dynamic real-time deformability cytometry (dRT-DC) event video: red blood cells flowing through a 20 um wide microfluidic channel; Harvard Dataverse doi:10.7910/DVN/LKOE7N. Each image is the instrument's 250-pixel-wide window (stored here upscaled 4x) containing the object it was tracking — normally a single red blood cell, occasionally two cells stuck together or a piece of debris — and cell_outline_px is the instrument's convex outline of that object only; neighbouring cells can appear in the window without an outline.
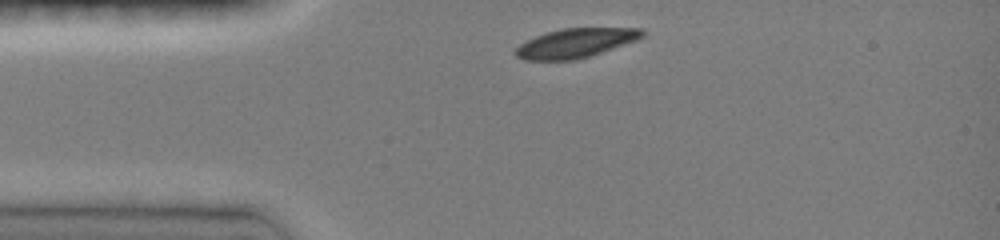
{"species": "common noctule bat (a hibernating species)", "species_latin": "Nyctalus noctula", "temperature_condition": "room temperature", "stored_images_in_passage": 19, "camera_frame_rate_fps": 3000, "um_per_image_px": 0.085, "animal": {"sex": "female", "body_mass_g": 19.0, "forearm_length_mm": 51.5}, "frame": {"image": 1, "passage_image": 1, "time_ms": 0.0, "image_size_px": [1000, 240], "cell_outline_px": [[644, 36], [636, 40], [576, 60], [524, 60], [516, 56], [512, 52], [520, 44], [536, 36], [548, 32], [564, 28], [644, 28]], "centroid_in_image_um": [48.9, 3.66], "position_along_channel_um": 36.1, "area_um2": 21.33}}
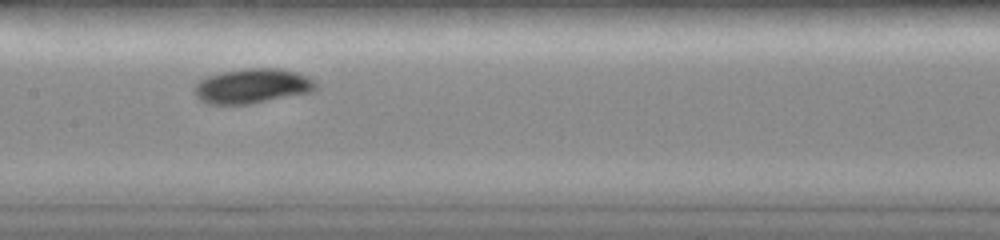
{"frame": {"image": 2, "passage_image": 9, "time_ms": 4.333, "image_size_px": [1000, 240], "cell_outline_px": [[320, 88], [312, 92], [248, 104], [208, 104], [200, 100], [196, 96], [196, 84], [200, 80], [208, 76], [220, 72], [244, 68], [280, 68], [296, 72], [312, 80]], "centroid_in_image_um": [21.45, 7.31], "position_along_channel_um": 185.9, "area_um2": 24.45}}
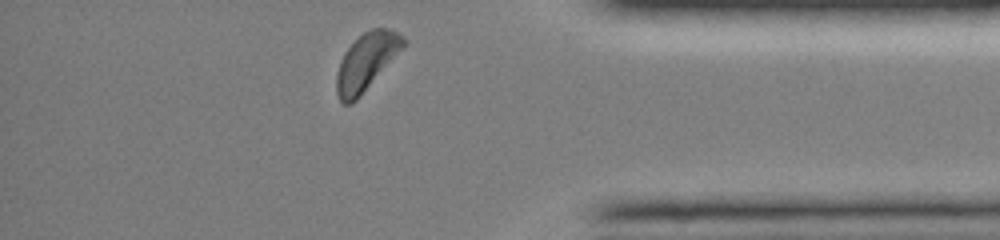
{"frame": {"image": 3, "passage_image": 18, "time_ms": 10.0, "image_size_px": [1000, 240], "cell_outline_px": [[408, 40], [360, 96], [352, 104], [344, 104], [340, 100], [336, 92], [336, 76], [340, 60], [344, 52], [364, 32], [372, 28], [392, 28], [404, 36]], "centroid_in_image_um": [31.12, 5.23], "position_along_channel_um": 404.1, "area_um2": 21.79}, "authors_computed_cell_mechanics": {"area_um2": 22.8888, "velocity_mm_per_s": 4.0614, "shape_relaxation_time_tau1_ms": 1.5918, "shape_relaxation_time_tau2_ms": null, "deformation_change_tau1": 0.1105, "deformation_change_tau2": null}}